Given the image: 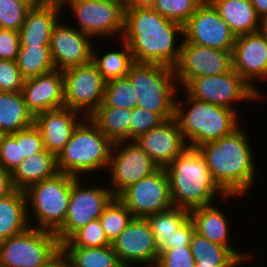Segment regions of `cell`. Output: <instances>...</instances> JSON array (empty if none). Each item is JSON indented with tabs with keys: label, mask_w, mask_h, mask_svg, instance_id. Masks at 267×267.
<instances>
[{
	"label": "cell",
	"mask_w": 267,
	"mask_h": 267,
	"mask_svg": "<svg viewBox=\"0 0 267 267\" xmlns=\"http://www.w3.org/2000/svg\"><path fill=\"white\" fill-rule=\"evenodd\" d=\"M111 245L124 267L134 263L154 267L158 260L159 248L146 218L133 217Z\"/></svg>",
	"instance_id": "e0dca14e"
},
{
	"label": "cell",
	"mask_w": 267,
	"mask_h": 267,
	"mask_svg": "<svg viewBox=\"0 0 267 267\" xmlns=\"http://www.w3.org/2000/svg\"><path fill=\"white\" fill-rule=\"evenodd\" d=\"M262 29L264 30V32L266 33L267 35V21H264L263 24H262Z\"/></svg>",
	"instance_id": "f5cc1de1"
},
{
	"label": "cell",
	"mask_w": 267,
	"mask_h": 267,
	"mask_svg": "<svg viewBox=\"0 0 267 267\" xmlns=\"http://www.w3.org/2000/svg\"><path fill=\"white\" fill-rule=\"evenodd\" d=\"M195 264L190 247H175L159 252L154 267H195Z\"/></svg>",
	"instance_id": "b9f144b4"
},
{
	"label": "cell",
	"mask_w": 267,
	"mask_h": 267,
	"mask_svg": "<svg viewBox=\"0 0 267 267\" xmlns=\"http://www.w3.org/2000/svg\"><path fill=\"white\" fill-rule=\"evenodd\" d=\"M110 245L100 220L94 219L79 229L68 241L62 243L61 247H105Z\"/></svg>",
	"instance_id": "74e56055"
},
{
	"label": "cell",
	"mask_w": 267,
	"mask_h": 267,
	"mask_svg": "<svg viewBox=\"0 0 267 267\" xmlns=\"http://www.w3.org/2000/svg\"><path fill=\"white\" fill-rule=\"evenodd\" d=\"M158 169L159 166L135 141L114 142L106 170L111 181L109 188L117 197L124 189Z\"/></svg>",
	"instance_id": "7c38bea8"
},
{
	"label": "cell",
	"mask_w": 267,
	"mask_h": 267,
	"mask_svg": "<svg viewBox=\"0 0 267 267\" xmlns=\"http://www.w3.org/2000/svg\"><path fill=\"white\" fill-rule=\"evenodd\" d=\"M183 37L188 43L226 51L233 50L236 38L208 0L183 25Z\"/></svg>",
	"instance_id": "2e32d148"
},
{
	"label": "cell",
	"mask_w": 267,
	"mask_h": 267,
	"mask_svg": "<svg viewBox=\"0 0 267 267\" xmlns=\"http://www.w3.org/2000/svg\"><path fill=\"white\" fill-rule=\"evenodd\" d=\"M19 47V32L0 28V60L16 61Z\"/></svg>",
	"instance_id": "f6af8a7d"
},
{
	"label": "cell",
	"mask_w": 267,
	"mask_h": 267,
	"mask_svg": "<svg viewBox=\"0 0 267 267\" xmlns=\"http://www.w3.org/2000/svg\"><path fill=\"white\" fill-rule=\"evenodd\" d=\"M127 77L137 93V107L158 114L164 121L174 118L179 88L173 67L134 62Z\"/></svg>",
	"instance_id": "8992f818"
},
{
	"label": "cell",
	"mask_w": 267,
	"mask_h": 267,
	"mask_svg": "<svg viewBox=\"0 0 267 267\" xmlns=\"http://www.w3.org/2000/svg\"><path fill=\"white\" fill-rule=\"evenodd\" d=\"M164 120L156 113L135 106L131 109L130 141H134L144 132L158 127Z\"/></svg>",
	"instance_id": "60d3db41"
},
{
	"label": "cell",
	"mask_w": 267,
	"mask_h": 267,
	"mask_svg": "<svg viewBox=\"0 0 267 267\" xmlns=\"http://www.w3.org/2000/svg\"><path fill=\"white\" fill-rule=\"evenodd\" d=\"M250 2L261 21H267V0H250Z\"/></svg>",
	"instance_id": "681fc988"
},
{
	"label": "cell",
	"mask_w": 267,
	"mask_h": 267,
	"mask_svg": "<svg viewBox=\"0 0 267 267\" xmlns=\"http://www.w3.org/2000/svg\"><path fill=\"white\" fill-rule=\"evenodd\" d=\"M194 233L195 226L193 221L189 218L184 224L175 230L173 237V248L190 247V242Z\"/></svg>",
	"instance_id": "bcb514c9"
},
{
	"label": "cell",
	"mask_w": 267,
	"mask_h": 267,
	"mask_svg": "<svg viewBox=\"0 0 267 267\" xmlns=\"http://www.w3.org/2000/svg\"><path fill=\"white\" fill-rule=\"evenodd\" d=\"M68 267H124L112 245L105 247H61Z\"/></svg>",
	"instance_id": "f546056e"
},
{
	"label": "cell",
	"mask_w": 267,
	"mask_h": 267,
	"mask_svg": "<svg viewBox=\"0 0 267 267\" xmlns=\"http://www.w3.org/2000/svg\"><path fill=\"white\" fill-rule=\"evenodd\" d=\"M76 178L58 172L54 177L35 183L24 191L30 227L55 232L64 223L70 201L71 185ZM29 212L34 214L35 220L30 217ZM32 220L37 224H33Z\"/></svg>",
	"instance_id": "52a82bcc"
},
{
	"label": "cell",
	"mask_w": 267,
	"mask_h": 267,
	"mask_svg": "<svg viewBox=\"0 0 267 267\" xmlns=\"http://www.w3.org/2000/svg\"><path fill=\"white\" fill-rule=\"evenodd\" d=\"M132 219V213L117 197L111 200L99 217L101 227L110 243L122 233Z\"/></svg>",
	"instance_id": "d590c367"
},
{
	"label": "cell",
	"mask_w": 267,
	"mask_h": 267,
	"mask_svg": "<svg viewBox=\"0 0 267 267\" xmlns=\"http://www.w3.org/2000/svg\"><path fill=\"white\" fill-rule=\"evenodd\" d=\"M117 198L136 218H147L173 207L165 168L130 185Z\"/></svg>",
	"instance_id": "5bb4252c"
},
{
	"label": "cell",
	"mask_w": 267,
	"mask_h": 267,
	"mask_svg": "<svg viewBox=\"0 0 267 267\" xmlns=\"http://www.w3.org/2000/svg\"><path fill=\"white\" fill-rule=\"evenodd\" d=\"M24 159L21 158L20 131L0 135V167L12 174Z\"/></svg>",
	"instance_id": "ab89813d"
},
{
	"label": "cell",
	"mask_w": 267,
	"mask_h": 267,
	"mask_svg": "<svg viewBox=\"0 0 267 267\" xmlns=\"http://www.w3.org/2000/svg\"><path fill=\"white\" fill-rule=\"evenodd\" d=\"M165 170L174 207L190 211L212 204L217 195L224 199L230 197L214 183L206 161L197 148L187 147Z\"/></svg>",
	"instance_id": "3957f363"
},
{
	"label": "cell",
	"mask_w": 267,
	"mask_h": 267,
	"mask_svg": "<svg viewBox=\"0 0 267 267\" xmlns=\"http://www.w3.org/2000/svg\"><path fill=\"white\" fill-rule=\"evenodd\" d=\"M64 107L89 117L102 103L106 81L90 63L63 70Z\"/></svg>",
	"instance_id": "4fadbf2b"
},
{
	"label": "cell",
	"mask_w": 267,
	"mask_h": 267,
	"mask_svg": "<svg viewBox=\"0 0 267 267\" xmlns=\"http://www.w3.org/2000/svg\"><path fill=\"white\" fill-rule=\"evenodd\" d=\"M219 16L237 37L262 29L263 22L257 16L250 0H208Z\"/></svg>",
	"instance_id": "d4e9b609"
},
{
	"label": "cell",
	"mask_w": 267,
	"mask_h": 267,
	"mask_svg": "<svg viewBox=\"0 0 267 267\" xmlns=\"http://www.w3.org/2000/svg\"><path fill=\"white\" fill-rule=\"evenodd\" d=\"M102 1L120 2L123 5V0H102Z\"/></svg>",
	"instance_id": "db71d44e"
},
{
	"label": "cell",
	"mask_w": 267,
	"mask_h": 267,
	"mask_svg": "<svg viewBox=\"0 0 267 267\" xmlns=\"http://www.w3.org/2000/svg\"><path fill=\"white\" fill-rule=\"evenodd\" d=\"M112 146L113 142L89 117H85L56 157L58 172L87 179L84 174L107 170Z\"/></svg>",
	"instance_id": "5b68a950"
},
{
	"label": "cell",
	"mask_w": 267,
	"mask_h": 267,
	"mask_svg": "<svg viewBox=\"0 0 267 267\" xmlns=\"http://www.w3.org/2000/svg\"><path fill=\"white\" fill-rule=\"evenodd\" d=\"M178 38L183 39V26L156 10L124 9L121 39L128 44L134 62L174 68L180 56Z\"/></svg>",
	"instance_id": "6da1fadb"
},
{
	"label": "cell",
	"mask_w": 267,
	"mask_h": 267,
	"mask_svg": "<svg viewBox=\"0 0 267 267\" xmlns=\"http://www.w3.org/2000/svg\"><path fill=\"white\" fill-rule=\"evenodd\" d=\"M62 9L69 6L77 20L76 28L93 39L119 38L123 34L124 8L120 2L102 0H62ZM64 7V8H63ZM107 36V37H106Z\"/></svg>",
	"instance_id": "8fae6325"
},
{
	"label": "cell",
	"mask_w": 267,
	"mask_h": 267,
	"mask_svg": "<svg viewBox=\"0 0 267 267\" xmlns=\"http://www.w3.org/2000/svg\"><path fill=\"white\" fill-rule=\"evenodd\" d=\"M16 61L0 60V91L21 92L24 84Z\"/></svg>",
	"instance_id": "7bdbcfd3"
},
{
	"label": "cell",
	"mask_w": 267,
	"mask_h": 267,
	"mask_svg": "<svg viewBox=\"0 0 267 267\" xmlns=\"http://www.w3.org/2000/svg\"><path fill=\"white\" fill-rule=\"evenodd\" d=\"M49 1H58V2H61L62 0H49Z\"/></svg>",
	"instance_id": "9f6ffc18"
},
{
	"label": "cell",
	"mask_w": 267,
	"mask_h": 267,
	"mask_svg": "<svg viewBox=\"0 0 267 267\" xmlns=\"http://www.w3.org/2000/svg\"><path fill=\"white\" fill-rule=\"evenodd\" d=\"M205 0H156L152 9L182 26Z\"/></svg>",
	"instance_id": "8d00e7d4"
},
{
	"label": "cell",
	"mask_w": 267,
	"mask_h": 267,
	"mask_svg": "<svg viewBox=\"0 0 267 267\" xmlns=\"http://www.w3.org/2000/svg\"><path fill=\"white\" fill-rule=\"evenodd\" d=\"M89 118L114 143L130 141L131 110L126 108L98 107Z\"/></svg>",
	"instance_id": "1f68e13d"
},
{
	"label": "cell",
	"mask_w": 267,
	"mask_h": 267,
	"mask_svg": "<svg viewBox=\"0 0 267 267\" xmlns=\"http://www.w3.org/2000/svg\"><path fill=\"white\" fill-rule=\"evenodd\" d=\"M137 105V93L128 77L113 79L105 84L103 101L99 107L133 109Z\"/></svg>",
	"instance_id": "e575fe53"
},
{
	"label": "cell",
	"mask_w": 267,
	"mask_h": 267,
	"mask_svg": "<svg viewBox=\"0 0 267 267\" xmlns=\"http://www.w3.org/2000/svg\"><path fill=\"white\" fill-rule=\"evenodd\" d=\"M156 0H123L124 9L153 8Z\"/></svg>",
	"instance_id": "c3c4849f"
},
{
	"label": "cell",
	"mask_w": 267,
	"mask_h": 267,
	"mask_svg": "<svg viewBox=\"0 0 267 267\" xmlns=\"http://www.w3.org/2000/svg\"><path fill=\"white\" fill-rule=\"evenodd\" d=\"M20 150L21 158L45 150L42 134L35 125L20 131Z\"/></svg>",
	"instance_id": "ee69618b"
},
{
	"label": "cell",
	"mask_w": 267,
	"mask_h": 267,
	"mask_svg": "<svg viewBox=\"0 0 267 267\" xmlns=\"http://www.w3.org/2000/svg\"><path fill=\"white\" fill-rule=\"evenodd\" d=\"M57 173V158L45 149L25 158L13 171L12 181L17 190L25 191L31 185L54 177Z\"/></svg>",
	"instance_id": "484cf974"
},
{
	"label": "cell",
	"mask_w": 267,
	"mask_h": 267,
	"mask_svg": "<svg viewBox=\"0 0 267 267\" xmlns=\"http://www.w3.org/2000/svg\"><path fill=\"white\" fill-rule=\"evenodd\" d=\"M183 89L182 91L193 99L235 111H238L234 106L237 102L262 99L233 69L220 75L193 78Z\"/></svg>",
	"instance_id": "30bf717a"
},
{
	"label": "cell",
	"mask_w": 267,
	"mask_h": 267,
	"mask_svg": "<svg viewBox=\"0 0 267 267\" xmlns=\"http://www.w3.org/2000/svg\"><path fill=\"white\" fill-rule=\"evenodd\" d=\"M190 249L195 265L200 267H239L243 263L229 248L213 243L197 232L192 236Z\"/></svg>",
	"instance_id": "f1b7e54d"
},
{
	"label": "cell",
	"mask_w": 267,
	"mask_h": 267,
	"mask_svg": "<svg viewBox=\"0 0 267 267\" xmlns=\"http://www.w3.org/2000/svg\"><path fill=\"white\" fill-rule=\"evenodd\" d=\"M29 9L19 0H0V28L19 32Z\"/></svg>",
	"instance_id": "f35d334b"
},
{
	"label": "cell",
	"mask_w": 267,
	"mask_h": 267,
	"mask_svg": "<svg viewBox=\"0 0 267 267\" xmlns=\"http://www.w3.org/2000/svg\"><path fill=\"white\" fill-rule=\"evenodd\" d=\"M26 5H28L30 8H35L44 5L47 3L49 0H19Z\"/></svg>",
	"instance_id": "f907efd6"
},
{
	"label": "cell",
	"mask_w": 267,
	"mask_h": 267,
	"mask_svg": "<svg viewBox=\"0 0 267 267\" xmlns=\"http://www.w3.org/2000/svg\"><path fill=\"white\" fill-rule=\"evenodd\" d=\"M15 190L16 188L12 181V174L0 167V199L9 196Z\"/></svg>",
	"instance_id": "7dc6e473"
},
{
	"label": "cell",
	"mask_w": 267,
	"mask_h": 267,
	"mask_svg": "<svg viewBox=\"0 0 267 267\" xmlns=\"http://www.w3.org/2000/svg\"><path fill=\"white\" fill-rule=\"evenodd\" d=\"M241 129L242 126H239L231 134L197 147L206 161L212 180L231 198H243L257 181L250 138Z\"/></svg>",
	"instance_id": "7a4b0ae2"
},
{
	"label": "cell",
	"mask_w": 267,
	"mask_h": 267,
	"mask_svg": "<svg viewBox=\"0 0 267 267\" xmlns=\"http://www.w3.org/2000/svg\"><path fill=\"white\" fill-rule=\"evenodd\" d=\"M159 166L165 168L187 147L175 118L144 132L134 140Z\"/></svg>",
	"instance_id": "ffe728a7"
},
{
	"label": "cell",
	"mask_w": 267,
	"mask_h": 267,
	"mask_svg": "<svg viewBox=\"0 0 267 267\" xmlns=\"http://www.w3.org/2000/svg\"><path fill=\"white\" fill-rule=\"evenodd\" d=\"M62 267H68V266L64 263L63 258H62Z\"/></svg>",
	"instance_id": "11a10c76"
},
{
	"label": "cell",
	"mask_w": 267,
	"mask_h": 267,
	"mask_svg": "<svg viewBox=\"0 0 267 267\" xmlns=\"http://www.w3.org/2000/svg\"><path fill=\"white\" fill-rule=\"evenodd\" d=\"M120 41V45H122L120 50L105 51L107 53L102 55L98 54V51L93 46L92 62L106 82L127 77L130 66L134 63L128 44L123 40Z\"/></svg>",
	"instance_id": "d6a6232c"
},
{
	"label": "cell",
	"mask_w": 267,
	"mask_h": 267,
	"mask_svg": "<svg viewBox=\"0 0 267 267\" xmlns=\"http://www.w3.org/2000/svg\"><path fill=\"white\" fill-rule=\"evenodd\" d=\"M232 69L264 97L259 86L256 87L257 81H267V35L263 29L235 38Z\"/></svg>",
	"instance_id": "ac0fdd59"
},
{
	"label": "cell",
	"mask_w": 267,
	"mask_h": 267,
	"mask_svg": "<svg viewBox=\"0 0 267 267\" xmlns=\"http://www.w3.org/2000/svg\"><path fill=\"white\" fill-rule=\"evenodd\" d=\"M177 99L176 96L174 118L190 148L216 141L241 125L240 114L235 110L196 100L188 95L184 98L185 102Z\"/></svg>",
	"instance_id": "277c9868"
},
{
	"label": "cell",
	"mask_w": 267,
	"mask_h": 267,
	"mask_svg": "<svg viewBox=\"0 0 267 267\" xmlns=\"http://www.w3.org/2000/svg\"><path fill=\"white\" fill-rule=\"evenodd\" d=\"M82 178L71 185L70 201L64 223L54 232L60 245L68 241L79 229L94 219H99L104 209L115 197L106 186L86 187ZM82 182V183H81ZM85 186V187H84Z\"/></svg>",
	"instance_id": "9c48e42d"
},
{
	"label": "cell",
	"mask_w": 267,
	"mask_h": 267,
	"mask_svg": "<svg viewBox=\"0 0 267 267\" xmlns=\"http://www.w3.org/2000/svg\"><path fill=\"white\" fill-rule=\"evenodd\" d=\"M62 12L58 1H48L42 6L30 8L19 30L20 47L50 46L52 30L61 19Z\"/></svg>",
	"instance_id": "603a6c76"
},
{
	"label": "cell",
	"mask_w": 267,
	"mask_h": 267,
	"mask_svg": "<svg viewBox=\"0 0 267 267\" xmlns=\"http://www.w3.org/2000/svg\"><path fill=\"white\" fill-rule=\"evenodd\" d=\"M17 67L24 79L55 71L50 46L19 47Z\"/></svg>",
	"instance_id": "836d02e7"
},
{
	"label": "cell",
	"mask_w": 267,
	"mask_h": 267,
	"mask_svg": "<svg viewBox=\"0 0 267 267\" xmlns=\"http://www.w3.org/2000/svg\"><path fill=\"white\" fill-rule=\"evenodd\" d=\"M189 218V210L174 206L146 218L154 234L159 252L173 248L175 230Z\"/></svg>",
	"instance_id": "4dcf8cb0"
},
{
	"label": "cell",
	"mask_w": 267,
	"mask_h": 267,
	"mask_svg": "<svg viewBox=\"0 0 267 267\" xmlns=\"http://www.w3.org/2000/svg\"><path fill=\"white\" fill-rule=\"evenodd\" d=\"M64 76L62 70L24 80L22 95L28 110L37 114L64 107Z\"/></svg>",
	"instance_id": "44dd1931"
},
{
	"label": "cell",
	"mask_w": 267,
	"mask_h": 267,
	"mask_svg": "<svg viewBox=\"0 0 267 267\" xmlns=\"http://www.w3.org/2000/svg\"><path fill=\"white\" fill-rule=\"evenodd\" d=\"M84 118L85 116L77 111L61 107L37 114L34 125L42 134L45 149L57 157Z\"/></svg>",
	"instance_id": "7402d4cb"
},
{
	"label": "cell",
	"mask_w": 267,
	"mask_h": 267,
	"mask_svg": "<svg viewBox=\"0 0 267 267\" xmlns=\"http://www.w3.org/2000/svg\"><path fill=\"white\" fill-rule=\"evenodd\" d=\"M21 92L0 91V135L14 134L34 125Z\"/></svg>",
	"instance_id": "4316f807"
},
{
	"label": "cell",
	"mask_w": 267,
	"mask_h": 267,
	"mask_svg": "<svg viewBox=\"0 0 267 267\" xmlns=\"http://www.w3.org/2000/svg\"><path fill=\"white\" fill-rule=\"evenodd\" d=\"M174 69L181 88L193 78L229 72L232 69V51L200 46L182 39L179 60Z\"/></svg>",
	"instance_id": "9a60e30c"
},
{
	"label": "cell",
	"mask_w": 267,
	"mask_h": 267,
	"mask_svg": "<svg viewBox=\"0 0 267 267\" xmlns=\"http://www.w3.org/2000/svg\"><path fill=\"white\" fill-rule=\"evenodd\" d=\"M49 267H62V256L60 255Z\"/></svg>",
	"instance_id": "816d5d0a"
},
{
	"label": "cell",
	"mask_w": 267,
	"mask_h": 267,
	"mask_svg": "<svg viewBox=\"0 0 267 267\" xmlns=\"http://www.w3.org/2000/svg\"><path fill=\"white\" fill-rule=\"evenodd\" d=\"M93 38L73 26L58 21L50 40V52L56 70L84 65L92 61Z\"/></svg>",
	"instance_id": "d6986e66"
},
{
	"label": "cell",
	"mask_w": 267,
	"mask_h": 267,
	"mask_svg": "<svg viewBox=\"0 0 267 267\" xmlns=\"http://www.w3.org/2000/svg\"><path fill=\"white\" fill-rule=\"evenodd\" d=\"M61 255V245L53 231L29 227L0 242L3 267H49Z\"/></svg>",
	"instance_id": "ba28073f"
},
{
	"label": "cell",
	"mask_w": 267,
	"mask_h": 267,
	"mask_svg": "<svg viewBox=\"0 0 267 267\" xmlns=\"http://www.w3.org/2000/svg\"><path fill=\"white\" fill-rule=\"evenodd\" d=\"M29 227L24 191L16 189L9 196L0 199V242Z\"/></svg>",
	"instance_id": "83f0119b"
},
{
	"label": "cell",
	"mask_w": 267,
	"mask_h": 267,
	"mask_svg": "<svg viewBox=\"0 0 267 267\" xmlns=\"http://www.w3.org/2000/svg\"><path fill=\"white\" fill-rule=\"evenodd\" d=\"M222 210L214 204L202 206L189 211V217L195 226V232L209 241L229 248L243 263L251 261L252 256L243 253L231 245L229 220Z\"/></svg>",
	"instance_id": "cb8c5ba5"
}]
</instances>
